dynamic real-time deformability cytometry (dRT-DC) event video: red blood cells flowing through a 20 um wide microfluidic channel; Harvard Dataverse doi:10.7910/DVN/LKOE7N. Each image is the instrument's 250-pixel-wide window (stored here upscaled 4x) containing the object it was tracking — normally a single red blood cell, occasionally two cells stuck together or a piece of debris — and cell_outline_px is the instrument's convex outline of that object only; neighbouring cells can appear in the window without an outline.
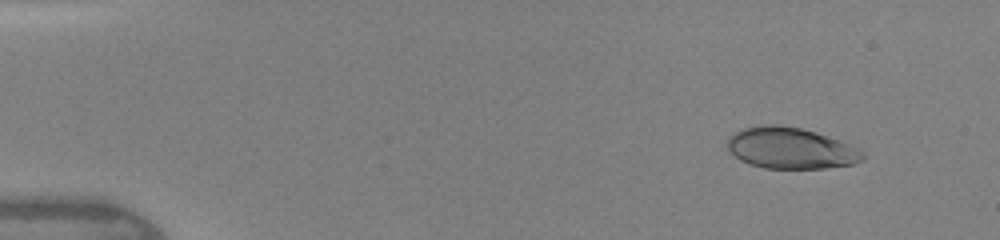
{"species": "human", "species_latin": "Homo sapiens", "temperature_condition": "warm", "stored_images_in_passage": 7, "camera_frame_rate_fps": 3000, "um_per_image_px": 0.085, "donor": {"sex": "female"}, "frame": {"image": 1, "passage_image": 1, "time_ms": 0.0, "image_size_px": [1000, 240], "cell_outline_px": [[864, 160], [852, 164], [824, 168], [764, 168], [748, 164], [740, 160], [728, 148], [728, 136], [744, 128], [764, 124], [780, 124], [800, 128], [848, 144], [864, 152]], "centroid_in_image_um": [67.18, 12.6], "position_along_channel_um": 17.8, "area_um2": 32.08}}
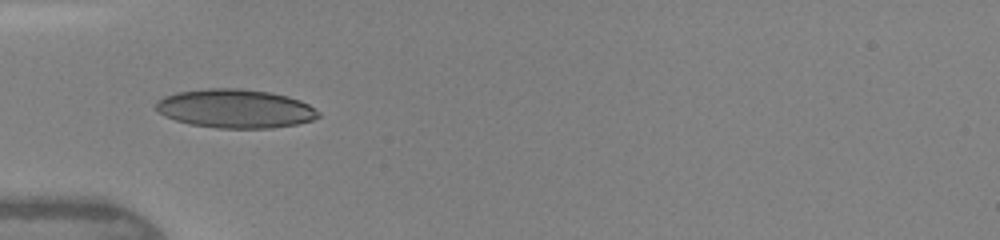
{"frame": {"image": 2, "passage_image": 6, "time_ms": 3.667, "image_size_px": [1000, 240], "cell_outline_px": [[320, 116], [312, 120], [296, 124], [272, 128], [216, 128], [192, 124], [176, 120], [164, 116], [156, 108], [156, 104], [164, 96], [176, 92], [212, 88], [240, 88], [272, 92], [288, 96], [300, 100], [308, 104], [320, 112]], "centroid_in_image_um": [20.03, 9.23], "position_along_channel_um": 65.0, "area_um2": 36.65}}
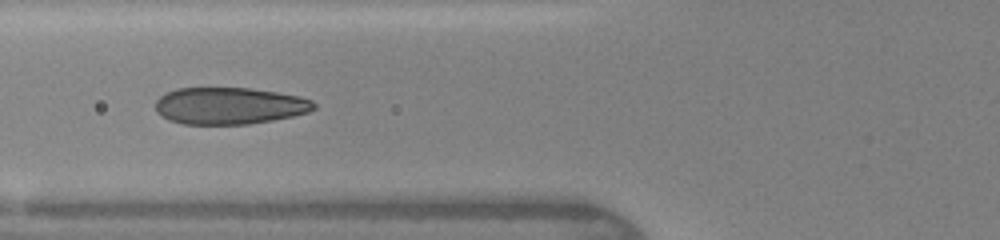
{"frame": {"image": 3, "passage_image": 7, "time_ms": 4.667, "image_size_px": [1000, 240], "cell_outline_px": [[316, 108], [308, 112], [292, 116], [272, 120], [248, 124], [184, 124], [168, 120], [156, 112], [156, 100], [160, 96], [176, 88], [248, 88], [276, 92], [300, 96], [312, 100], [316, 104]], "centroid_in_image_um": [19.5, 8.99], "position_along_channel_um": 106.3, "area_um2": 34.04}}